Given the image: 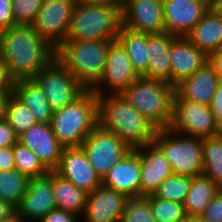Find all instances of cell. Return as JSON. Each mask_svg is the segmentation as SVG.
I'll return each instance as SVG.
<instances>
[{"label": "cell", "mask_w": 222, "mask_h": 222, "mask_svg": "<svg viewBox=\"0 0 222 222\" xmlns=\"http://www.w3.org/2000/svg\"><path fill=\"white\" fill-rule=\"evenodd\" d=\"M55 56L56 48L31 26L0 31V58L14 81L34 78Z\"/></svg>", "instance_id": "6da1fadb"}, {"label": "cell", "mask_w": 222, "mask_h": 222, "mask_svg": "<svg viewBox=\"0 0 222 222\" xmlns=\"http://www.w3.org/2000/svg\"><path fill=\"white\" fill-rule=\"evenodd\" d=\"M98 125L115 133L131 149L153 143L158 128L122 95L97 96Z\"/></svg>", "instance_id": "7a4b0ae2"}, {"label": "cell", "mask_w": 222, "mask_h": 222, "mask_svg": "<svg viewBox=\"0 0 222 222\" xmlns=\"http://www.w3.org/2000/svg\"><path fill=\"white\" fill-rule=\"evenodd\" d=\"M112 41H64L56 48L55 57L86 90H92L104 74L106 55Z\"/></svg>", "instance_id": "3957f363"}, {"label": "cell", "mask_w": 222, "mask_h": 222, "mask_svg": "<svg viewBox=\"0 0 222 222\" xmlns=\"http://www.w3.org/2000/svg\"><path fill=\"white\" fill-rule=\"evenodd\" d=\"M98 125V100L92 90L53 112L52 130L63 148H78Z\"/></svg>", "instance_id": "277c9868"}, {"label": "cell", "mask_w": 222, "mask_h": 222, "mask_svg": "<svg viewBox=\"0 0 222 222\" xmlns=\"http://www.w3.org/2000/svg\"><path fill=\"white\" fill-rule=\"evenodd\" d=\"M121 27L120 8L77 2L65 41L117 40Z\"/></svg>", "instance_id": "5b68a950"}, {"label": "cell", "mask_w": 222, "mask_h": 222, "mask_svg": "<svg viewBox=\"0 0 222 222\" xmlns=\"http://www.w3.org/2000/svg\"><path fill=\"white\" fill-rule=\"evenodd\" d=\"M175 88L167 81L139 77L122 93L126 100L158 129L168 128L172 120Z\"/></svg>", "instance_id": "8992f818"}, {"label": "cell", "mask_w": 222, "mask_h": 222, "mask_svg": "<svg viewBox=\"0 0 222 222\" xmlns=\"http://www.w3.org/2000/svg\"><path fill=\"white\" fill-rule=\"evenodd\" d=\"M170 128L158 129L153 143L170 163L172 173L185 176L202 174V138L179 134ZM185 136V137H184Z\"/></svg>", "instance_id": "52a82bcc"}, {"label": "cell", "mask_w": 222, "mask_h": 222, "mask_svg": "<svg viewBox=\"0 0 222 222\" xmlns=\"http://www.w3.org/2000/svg\"><path fill=\"white\" fill-rule=\"evenodd\" d=\"M168 128L174 130L177 135L183 133L197 138L220 134V126L209 105L187 101L176 91L172 97V120Z\"/></svg>", "instance_id": "ba28073f"}, {"label": "cell", "mask_w": 222, "mask_h": 222, "mask_svg": "<svg viewBox=\"0 0 222 222\" xmlns=\"http://www.w3.org/2000/svg\"><path fill=\"white\" fill-rule=\"evenodd\" d=\"M34 79L43 89L53 111L71 104L86 91L56 57Z\"/></svg>", "instance_id": "9c48e42d"}, {"label": "cell", "mask_w": 222, "mask_h": 222, "mask_svg": "<svg viewBox=\"0 0 222 222\" xmlns=\"http://www.w3.org/2000/svg\"><path fill=\"white\" fill-rule=\"evenodd\" d=\"M80 147L101 179L132 150L115 133L100 125L92 130Z\"/></svg>", "instance_id": "30bf717a"}, {"label": "cell", "mask_w": 222, "mask_h": 222, "mask_svg": "<svg viewBox=\"0 0 222 222\" xmlns=\"http://www.w3.org/2000/svg\"><path fill=\"white\" fill-rule=\"evenodd\" d=\"M76 0H43L31 27L53 47L65 41Z\"/></svg>", "instance_id": "8fae6325"}, {"label": "cell", "mask_w": 222, "mask_h": 222, "mask_svg": "<svg viewBox=\"0 0 222 222\" xmlns=\"http://www.w3.org/2000/svg\"><path fill=\"white\" fill-rule=\"evenodd\" d=\"M140 76L132 66L125 48L118 40L111 42L107 55L104 74L92 89L97 96L103 95L101 85H107L112 95L122 94Z\"/></svg>", "instance_id": "7c38bea8"}, {"label": "cell", "mask_w": 222, "mask_h": 222, "mask_svg": "<svg viewBox=\"0 0 222 222\" xmlns=\"http://www.w3.org/2000/svg\"><path fill=\"white\" fill-rule=\"evenodd\" d=\"M122 27L149 34L165 32L163 0H125Z\"/></svg>", "instance_id": "4fadbf2b"}, {"label": "cell", "mask_w": 222, "mask_h": 222, "mask_svg": "<svg viewBox=\"0 0 222 222\" xmlns=\"http://www.w3.org/2000/svg\"><path fill=\"white\" fill-rule=\"evenodd\" d=\"M54 171L86 193H91L102 185V179L90 165L81 147L63 148Z\"/></svg>", "instance_id": "5bb4252c"}, {"label": "cell", "mask_w": 222, "mask_h": 222, "mask_svg": "<svg viewBox=\"0 0 222 222\" xmlns=\"http://www.w3.org/2000/svg\"><path fill=\"white\" fill-rule=\"evenodd\" d=\"M56 208L52 191V171H49L44 175L30 178L28 191L16 212L25 220L38 221Z\"/></svg>", "instance_id": "9a60e30c"}, {"label": "cell", "mask_w": 222, "mask_h": 222, "mask_svg": "<svg viewBox=\"0 0 222 222\" xmlns=\"http://www.w3.org/2000/svg\"><path fill=\"white\" fill-rule=\"evenodd\" d=\"M208 10L195 0H163L165 32L185 37Z\"/></svg>", "instance_id": "2e32d148"}, {"label": "cell", "mask_w": 222, "mask_h": 222, "mask_svg": "<svg viewBox=\"0 0 222 222\" xmlns=\"http://www.w3.org/2000/svg\"><path fill=\"white\" fill-rule=\"evenodd\" d=\"M102 186L121 192L128 198L140 197L141 162L136 149H132L102 179Z\"/></svg>", "instance_id": "e0dca14e"}, {"label": "cell", "mask_w": 222, "mask_h": 222, "mask_svg": "<svg viewBox=\"0 0 222 222\" xmlns=\"http://www.w3.org/2000/svg\"><path fill=\"white\" fill-rule=\"evenodd\" d=\"M128 199L125 194L101 185L87 194L84 220L86 222H120Z\"/></svg>", "instance_id": "ac0fdd59"}, {"label": "cell", "mask_w": 222, "mask_h": 222, "mask_svg": "<svg viewBox=\"0 0 222 222\" xmlns=\"http://www.w3.org/2000/svg\"><path fill=\"white\" fill-rule=\"evenodd\" d=\"M18 141L32 150L49 171L57 168L63 147L55 137L51 124L37 123L20 135Z\"/></svg>", "instance_id": "d6986e66"}, {"label": "cell", "mask_w": 222, "mask_h": 222, "mask_svg": "<svg viewBox=\"0 0 222 222\" xmlns=\"http://www.w3.org/2000/svg\"><path fill=\"white\" fill-rule=\"evenodd\" d=\"M170 61L171 85L175 88L201 69L208 62V57L186 37L175 36L170 50Z\"/></svg>", "instance_id": "ffe728a7"}, {"label": "cell", "mask_w": 222, "mask_h": 222, "mask_svg": "<svg viewBox=\"0 0 222 222\" xmlns=\"http://www.w3.org/2000/svg\"><path fill=\"white\" fill-rule=\"evenodd\" d=\"M136 150L141 162L140 197H145L154 194L160 183L173 173L170 163L154 143Z\"/></svg>", "instance_id": "44dd1931"}, {"label": "cell", "mask_w": 222, "mask_h": 222, "mask_svg": "<svg viewBox=\"0 0 222 222\" xmlns=\"http://www.w3.org/2000/svg\"><path fill=\"white\" fill-rule=\"evenodd\" d=\"M174 37L167 32L147 33L148 66L147 72L142 77L167 81L171 84L170 50Z\"/></svg>", "instance_id": "7402d4cb"}, {"label": "cell", "mask_w": 222, "mask_h": 222, "mask_svg": "<svg viewBox=\"0 0 222 222\" xmlns=\"http://www.w3.org/2000/svg\"><path fill=\"white\" fill-rule=\"evenodd\" d=\"M220 78L207 62L175 87V91L187 101L211 105Z\"/></svg>", "instance_id": "603a6c76"}, {"label": "cell", "mask_w": 222, "mask_h": 222, "mask_svg": "<svg viewBox=\"0 0 222 222\" xmlns=\"http://www.w3.org/2000/svg\"><path fill=\"white\" fill-rule=\"evenodd\" d=\"M185 37L207 57L217 52L222 48V16L209 9Z\"/></svg>", "instance_id": "cb8c5ba5"}, {"label": "cell", "mask_w": 222, "mask_h": 222, "mask_svg": "<svg viewBox=\"0 0 222 222\" xmlns=\"http://www.w3.org/2000/svg\"><path fill=\"white\" fill-rule=\"evenodd\" d=\"M13 95L30 108L38 123L51 124L53 110L34 78L19 79L13 83Z\"/></svg>", "instance_id": "d4e9b609"}, {"label": "cell", "mask_w": 222, "mask_h": 222, "mask_svg": "<svg viewBox=\"0 0 222 222\" xmlns=\"http://www.w3.org/2000/svg\"><path fill=\"white\" fill-rule=\"evenodd\" d=\"M52 191L58 209L80 216L84 213L88 193L55 171H52Z\"/></svg>", "instance_id": "484cf974"}, {"label": "cell", "mask_w": 222, "mask_h": 222, "mask_svg": "<svg viewBox=\"0 0 222 222\" xmlns=\"http://www.w3.org/2000/svg\"><path fill=\"white\" fill-rule=\"evenodd\" d=\"M219 190L210 178L203 174L192 177L190 189L184 201L186 216H201Z\"/></svg>", "instance_id": "4316f807"}, {"label": "cell", "mask_w": 222, "mask_h": 222, "mask_svg": "<svg viewBox=\"0 0 222 222\" xmlns=\"http://www.w3.org/2000/svg\"><path fill=\"white\" fill-rule=\"evenodd\" d=\"M117 40L125 48L136 73L141 77L147 72L148 46L147 33L134 32L121 27Z\"/></svg>", "instance_id": "83f0119b"}, {"label": "cell", "mask_w": 222, "mask_h": 222, "mask_svg": "<svg viewBox=\"0 0 222 222\" xmlns=\"http://www.w3.org/2000/svg\"><path fill=\"white\" fill-rule=\"evenodd\" d=\"M203 167L202 174L222 189V136L202 138Z\"/></svg>", "instance_id": "f1b7e54d"}, {"label": "cell", "mask_w": 222, "mask_h": 222, "mask_svg": "<svg viewBox=\"0 0 222 222\" xmlns=\"http://www.w3.org/2000/svg\"><path fill=\"white\" fill-rule=\"evenodd\" d=\"M29 181L16 168L0 171V199L16 209L28 191Z\"/></svg>", "instance_id": "f546056e"}, {"label": "cell", "mask_w": 222, "mask_h": 222, "mask_svg": "<svg viewBox=\"0 0 222 222\" xmlns=\"http://www.w3.org/2000/svg\"><path fill=\"white\" fill-rule=\"evenodd\" d=\"M5 120L13 128L18 137L38 123L30 108L24 105L13 94L10 96L7 104Z\"/></svg>", "instance_id": "4dcf8cb0"}, {"label": "cell", "mask_w": 222, "mask_h": 222, "mask_svg": "<svg viewBox=\"0 0 222 222\" xmlns=\"http://www.w3.org/2000/svg\"><path fill=\"white\" fill-rule=\"evenodd\" d=\"M155 218V222H186L184 204L155 197L153 194L145 196Z\"/></svg>", "instance_id": "1f68e13d"}, {"label": "cell", "mask_w": 222, "mask_h": 222, "mask_svg": "<svg viewBox=\"0 0 222 222\" xmlns=\"http://www.w3.org/2000/svg\"><path fill=\"white\" fill-rule=\"evenodd\" d=\"M191 178L190 176L172 174L160 183L153 195L184 204L190 189Z\"/></svg>", "instance_id": "d6a6232c"}, {"label": "cell", "mask_w": 222, "mask_h": 222, "mask_svg": "<svg viewBox=\"0 0 222 222\" xmlns=\"http://www.w3.org/2000/svg\"><path fill=\"white\" fill-rule=\"evenodd\" d=\"M15 168L23 175L33 178L49 172L39 158L19 141L13 146Z\"/></svg>", "instance_id": "836d02e7"}, {"label": "cell", "mask_w": 222, "mask_h": 222, "mask_svg": "<svg viewBox=\"0 0 222 222\" xmlns=\"http://www.w3.org/2000/svg\"><path fill=\"white\" fill-rule=\"evenodd\" d=\"M120 222H155L149 201L145 197L129 198Z\"/></svg>", "instance_id": "e575fe53"}, {"label": "cell", "mask_w": 222, "mask_h": 222, "mask_svg": "<svg viewBox=\"0 0 222 222\" xmlns=\"http://www.w3.org/2000/svg\"><path fill=\"white\" fill-rule=\"evenodd\" d=\"M43 0H11L15 25L31 26Z\"/></svg>", "instance_id": "d590c367"}, {"label": "cell", "mask_w": 222, "mask_h": 222, "mask_svg": "<svg viewBox=\"0 0 222 222\" xmlns=\"http://www.w3.org/2000/svg\"><path fill=\"white\" fill-rule=\"evenodd\" d=\"M201 216L210 222H222V189L211 200Z\"/></svg>", "instance_id": "8d00e7d4"}, {"label": "cell", "mask_w": 222, "mask_h": 222, "mask_svg": "<svg viewBox=\"0 0 222 222\" xmlns=\"http://www.w3.org/2000/svg\"><path fill=\"white\" fill-rule=\"evenodd\" d=\"M18 142V136L4 119L0 121V148L13 147Z\"/></svg>", "instance_id": "74e56055"}, {"label": "cell", "mask_w": 222, "mask_h": 222, "mask_svg": "<svg viewBox=\"0 0 222 222\" xmlns=\"http://www.w3.org/2000/svg\"><path fill=\"white\" fill-rule=\"evenodd\" d=\"M15 26L11 0H0V31Z\"/></svg>", "instance_id": "f35d334b"}, {"label": "cell", "mask_w": 222, "mask_h": 222, "mask_svg": "<svg viewBox=\"0 0 222 222\" xmlns=\"http://www.w3.org/2000/svg\"><path fill=\"white\" fill-rule=\"evenodd\" d=\"M76 217L75 213L56 208L46 214L40 222H77Z\"/></svg>", "instance_id": "ab89813d"}, {"label": "cell", "mask_w": 222, "mask_h": 222, "mask_svg": "<svg viewBox=\"0 0 222 222\" xmlns=\"http://www.w3.org/2000/svg\"><path fill=\"white\" fill-rule=\"evenodd\" d=\"M14 80L0 58V95H12Z\"/></svg>", "instance_id": "60d3db41"}, {"label": "cell", "mask_w": 222, "mask_h": 222, "mask_svg": "<svg viewBox=\"0 0 222 222\" xmlns=\"http://www.w3.org/2000/svg\"><path fill=\"white\" fill-rule=\"evenodd\" d=\"M211 111L215 117L217 124L222 126V81L218 84L216 88L214 98L210 105Z\"/></svg>", "instance_id": "b9f144b4"}, {"label": "cell", "mask_w": 222, "mask_h": 222, "mask_svg": "<svg viewBox=\"0 0 222 222\" xmlns=\"http://www.w3.org/2000/svg\"><path fill=\"white\" fill-rule=\"evenodd\" d=\"M15 168L13 156V147L0 148V171L10 170Z\"/></svg>", "instance_id": "7bdbcfd3"}, {"label": "cell", "mask_w": 222, "mask_h": 222, "mask_svg": "<svg viewBox=\"0 0 222 222\" xmlns=\"http://www.w3.org/2000/svg\"><path fill=\"white\" fill-rule=\"evenodd\" d=\"M208 63L222 81V48L208 56Z\"/></svg>", "instance_id": "ee69618b"}, {"label": "cell", "mask_w": 222, "mask_h": 222, "mask_svg": "<svg viewBox=\"0 0 222 222\" xmlns=\"http://www.w3.org/2000/svg\"><path fill=\"white\" fill-rule=\"evenodd\" d=\"M76 2L83 4L113 5L122 10L125 0H76Z\"/></svg>", "instance_id": "f6af8a7d"}, {"label": "cell", "mask_w": 222, "mask_h": 222, "mask_svg": "<svg viewBox=\"0 0 222 222\" xmlns=\"http://www.w3.org/2000/svg\"><path fill=\"white\" fill-rule=\"evenodd\" d=\"M16 211L9 203L0 199V222Z\"/></svg>", "instance_id": "bcb514c9"}, {"label": "cell", "mask_w": 222, "mask_h": 222, "mask_svg": "<svg viewBox=\"0 0 222 222\" xmlns=\"http://www.w3.org/2000/svg\"><path fill=\"white\" fill-rule=\"evenodd\" d=\"M11 95H0V121L5 119L7 104Z\"/></svg>", "instance_id": "7dc6e473"}, {"label": "cell", "mask_w": 222, "mask_h": 222, "mask_svg": "<svg viewBox=\"0 0 222 222\" xmlns=\"http://www.w3.org/2000/svg\"><path fill=\"white\" fill-rule=\"evenodd\" d=\"M209 9L214 14L222 16V0H213Z\"/></svg>", "instance_id": "c3c4849f"}, {"label": "cell", "mask_w": 222, "mask_h": 222, "mask_svg": "<svg viewBox=\"0 0 222 222\" xmlns=\"http://www.w3.org/2000/svg\"><path fill=\"white\" fill-rule=\"evenodd\" d=\"M24 221L26 220L15 211L8 218L2 220L1 222H24Z\"/></svg>", "instance_id": "681fc988"}, {"label": "cell", "mask_w": 222, "mask_h": 222, "mask_svg": "<svg viewBox=\"0 0 222 222\" xmlns=\"http://www.w3.org/2000/svg\"><path fill=\"white\" fill-rule=\"evenodd\" d=\"M186 222H210L204 219L202 216H190L186 218Z\"/></svg>", "instance_id": "f907efd6"}, {"label": "cell", "mask_w": 222, "mask_h": 222, "mask_svg": "<svg viewBox=\"0 0 222 222\" xmlns=\"http://www.w3.org/2000/svg\"><path fill=\"white\" fill-rule=\"evenodd\" d=\"M195 1H198V2H201L203 3L204 5H206L208 8H210L213 0H195Z\"/></svg>", "instance_id": "816d5d0a"}, {"label": "cell", "mask_w": 222, "mask_h": 222, "mask_svg": "<svg viewBox=\"0 0 222 222\" xmlns=\"http://www.w3.org/2000/svg\"><path fill=\"white\" fill-rule=\"evenodd\" d=\"M220 135L222 136V126L220 127Z\"/></svg>", "instance_id": "f5cc1de1"}]
</instances>
